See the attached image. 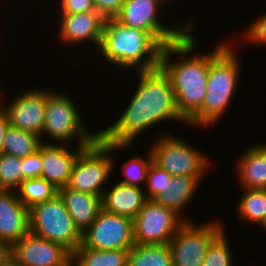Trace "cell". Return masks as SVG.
I'll list each match as a JSON object with an SVG mask.
<instances>
[{
	"mask_svg": "<svg viewBox=\"0 0 266 266\" xmlns=\"http://www.w3.org/2000/svg\"><path fill=\"white\" fill-rule=\"evenodd\" d=\"M56 144L54 141L41 144V178L52 183L58 190L68 185L78 154L87 146H76L71 151Z\"/></svg>",
	"mask_w": 266,
	"mask_h": 266,
	"instance_id": "16",
	"label": "cell"
},
{
	"mask_svg": "<svg viewBox=\"0 0 266 266\" xmlns=\"http://www.w3.org/2000/svg\"><path fill=\"white\" fill-rule=\"evenodd\" d=\"M167 45L155 32H145L106 18L99 51L107 62L136 71L160 67L161 53Z\"/></svg>",
	"mask_w": 266,
	"mask_h": 266,
	"instance_id": "3",
	"label": "cell"
},
{
	"mask_svg": "<svg viewBox=\"0 0 266 266\" xmlns=\"http://www.w3.org/2000/svg\"><path fill=\"white\" fill-rule=\"evenodd\" d=\"M127 266H173L169 244H135L129 251Z\"/></svg>",
	"mask_w": 266,
	"mask_h": 266,
	"instance_id": "23",
	"label": "cell"
},
{
	"mask_svg": "<svg viewBox=\"0 0 266 266\" xmlns=\"http://www.w3.org/2000/svg\"><path fill=\"white\" fill-rule=\"evenodd\" d=\"M131 146L132 144L104 142L98 137L78 154L67 187L102 198L106 189L104 184L108 183L115 165L108 153L115 149L124 151Z\"/></svg>",
	"mask_w": 266,
	"mask_h": 266,
	"instance_id": "5",
	"label": "cell"
},
{
	"mask_svg": "<svg viewBox=\"0 0 266 266\" xmlns=\"http://www.w3.org/2000/svg\"><path fill=\"white\" fill-rule=\"evenodd\" d=\"M172 177L166 170L152 162L145 182L146 198L155 200L161 193H164L165 186L172 180Z\"/></svg>",
	"mask_w": 266,
	"mask_h": 266,
	"instance_id": "30",
	"label": "cell"
},
{
	"mask_svg": "<svg viewBox=\"0 0 266 266\" xmlns=\"http://www.w3.org/2000/svg\"><path fill=\"white\" fill-rule=\"evenodd\" d=\"M14 266H71V252L63 245L28 232L12 245Z\"/></svg>",
	"mask_w": 266,
	"mask_h": 266,
	"instance_id": "13",
	"label": "cell"
},
{
	"mask_svg": "<svg viewBox=\"0 0 266 266\" xmlns=\"http://www.w3.org/2000/svg\"><path fill=\"white\" fill-rule=\"evenodd\" d=\"M129 162H124L123 173L124 179L119 181L123 184L142 188L140 185L145 184L147 173L151 163L153 162V156L151 150H148L146 158L140 157L134 153Z\"/></svg>",
	"mask_w": 266,
	"mask_h": 266,
	"instance_id": "28",
	"label": "cell"
},
{
	"mask_svg": "<svg viewBox=\"0 0 266 266\" xmlns=\"http://www.w3.org/2000/svg\"><path fill=\"white\" fill-rule=\"evenodd\" d=\"M41 144L39 136L10 125L3 140L2 153L23 158L35 153Z\"/></svg>",
	"mask_w": 266,
	"mask_h": 266,
	"instance_id": "25",
	"label": "cell"
},
{
	"mask_svg": "<svg viewBox=\"0 0 266 266\" xmlns=\"http://www.w3.org/2000/svg\"><path fill=\"white\" fill-rule=\"evenodd\" d=\"M46 102V90L30 88L22 94L19 93L17 97L15 96L6 107L0 101V107L8 116L11 126L40 137L44 126Z\"/></svg>",
	"mask_w": 266,
	"mask_h": 266,
	"instance_id": "14",
	"label": "cell"
},
{
	"mask_svg": "<svg viewBox=\"0 0 266 266\" xmlns=\"http://www.w3.org/2000/svg\"><path fill=\"white\" fill-rule=\"evenodd\" d=\"M138 73V88L125 111L114 124L98 131L104 142L133 145L139 134L157 123L183 121L187 124L178 112L175 92L163 69Z\"/></svg>",
	"mask_w": 266,
	"mask_h": 266,
	"instance_id": "1",
	"label": "cell"
},
{
	"mask_svg": "<svg viewBox=\"0 0 266 266\" xmlns=\"http://www.w3.org/2000/svg\"><path fill=\"white\" fill-rule=\"evenodd\" d=\"M130 250H97L80 244L71 253V266H127Z\"/></svg>",
	"mask_w": 266,
	"mask_h": 266,
	"instance_id": "22",
	"label": "cell"
},
{
	"mask_svg": "<svg viewBox=\"0 0 266 266\" xmlns=\"http://www.w3.org/2000/svg\"><path fill=\"white\" fill-rule=\"evenodd\" d=\"M161 0H126L115 18L124 25L155 32L166 44L174 43L183 38L190 30L195 29V21L191 18L183 25L166 26L160 23L158 11Z\"/></svg>",
	"mask_w": 266,
	"mask_h": 266,
	"instance_id": "10",
	"label": "cell"
},
{
	"mask_svg": "<svg viewBox=\"0 0 266 266\" xmlns=\"http://www.w3.org/2000/svg\"><path fill=\"white\" fill-rule=\"evenodd\" d=\"M153 162L171 176L188 175L204 178L211 163L208 156L195 146L170 134H162L150 147Z\"/></svg>",
	"mask_w": 266,
	"mask_h": 266,
	"instance_id": "8",
	"label": "cell"
},
{
	"mask_svg": "<svg viewBox=\"0 0 266 266\" xmlns=\"http://www.w3.org/2000/svg\"><path fill=\"white\" fill-rule=\"evenodd\" d=\"M192 32L190 30L180 40L165 45L160 61V67L168 75L175 92L178 112L186 121L202 106L210 65V53L189 55L197 45ZM174 54L180 60L170 62Z\"/></svg>",
	"mask_w": 266,
	"mask_h": 266,
	"instance_id": "2",
	"label": "cell"
},
{
	"mask_svg": "<svg viewBox=\"0 0 266 266\" xmlns=\"http://www.w3.org/2000/svg\"><path fill=\"white\" fill-rule=\"evenodd\" d=\"M82 121L81 114L71 97L63 92L51 93L49 90L40 139L45 143L42 139L45 135L62 144L76 138L77 146H89L99 137V132H89Z\"/></svg>",
	"mask_w": 266,
	"mask_h": 266,
	"instance_id": "6",
	"label": "cell"
},
{
	"mask_svg": "<svg viewBox=\"0 0 266 266\" xmlns=\"http://www.w3.org/2000/svg\"><path fill=\"white\" fill-rule=\"evenodd\" d=\"M263 229L265 228L266 229V218L264 220V222L260 225Z\"/></svg>",
	"mask_w": 266,
	"mask_h": 266,
	"instance_id": "37",
	"label": "cell"
},
{
	"mask_svg": "<svg viewBox=\"0 0 266 266\" xmlns=\"http://www.w3.org/2000/svg\"><path fill=\"white\" fill-rule=\"evenodd\" d=\"M15 191L28 210L37 204L53 199L58 194L57 188L41 177L25 179Z\"/></svg>",
	"mask_w": 266,
	"mask_h": 266,
	"instance_id": "26",
	"label": "cell"
},
{
	"mask_svg": "<svg viewBox=\"0 0 266 266\" xmlns=\"http://www.w3.org/2000/svg\"><path fill=\"white\" fill-rule=\"evenodd\" d=\"M147 200L143 188L117 182L105 189L102 208L110 213L134 219Z\"/></svg>",
	"mask_w": 266,
	"mask_h": 266,
	"instance_id": "18",
	"label": "cell"
},
{
	"mask_svg": "<svg viewBox=\"0 0 266 266\" xmlns=\"http://www.w3.org/2000/svg\"><path fill=\"white\" fill-rule=\"evenodd\" d=\"M223 230L209 245L201 266H233L232 256Z\"/></svg>",
	"mask_w": 266,
	"mask_h": 266,
	"instance_id": "29",
	"label": "cell"
},
{
	"mask_svg": "<svg viewBox=\"0 0 266 266\" xmlns=\"http://www.w3.org/2000/svg\"><path fill=\"white\" fill-rule=\"evenodd\" d=\"M61 14L97 11L93 0H61Z\"/></svg>",
	"mask_w": 266,
	"mask_h": 266,
	"instance_id": "33",
	"label": "cell"
},
{
	"mask_svg": "<svg viewBox=\"0 0 266 266\" xmlns=\"http://www.w3.org/2000/svg\"><path fill=\"white\" fill-rule=\"evenodd\" d=\"M162 1V3L164 2V3H166L167 2V0H161ZM168 2H169V0H168Z\"/></svg>",
	"mask_w": 266,
	"mask_h": 266,
	"instance_id": "38",
	"label": "cell"
},
{
	"mask_svg": "<svg viewBox=\"0 0 266 266\" xmlns=\"http://www.w3.org/2000/svg\"><path fill=\"white\" fill-rule=\"evenodd\" d=\"M25 180L22 158L0 154V190H16Z\"/></svg>",
	"mask_w": 266,
	"mask_h": 266,
	"instance_id": "27",
	"label": "cell"
},
{
	"mask_svg": "<svg viewBox=\"0 0 266 266\" xmlns=\"http://www.w3.org/2000/svg\"><path fill=\"white\" fill-rule=\"evenodd\" d=\"M10 122L6 113L0 107V154L2 153L3 140Z\"/></svg>",
	"mask_w": 266,
	"mask_h": 266,
	"instance_id": "36",
	"label": "cell"
},
{
	"mask_svg": "<svg viewBox=\"0 0 266 266\" xmlns=\"http://www.w3.org/2000/svg\"><path fill=\"white\" fill-rule=\"evenodd\" d=\"M12 264V246L0 238V266Z\"/></svg>",
	"mask_w": 266,
	"mask_h": 266,
	"instance_id": "35",
	"label": "cell"
},
{
	"mask_svg": "<svg viewBox=\"0 0 266 266\" xmlns=\"http://www.w3.org/2000/svg\"><path fill=\"white\" fill-rule=\"evenodd\" d=\"M126 0H93L97 12L105 18L115 17Z\"/></svg>",
	"mask_w": 266,
	"mask_h": 266,
	"instance_id": "34",
	"label": "cell"
},
{
	"mask_svg": "<svg viewBox=\"0 0 266 266\" xmlns=\"http://www.w3.org/2000/svg\"><path fill=\"white\" fill-rule=\"evenodd\" d=\"M29 232V210L15 190H0V238L11 246Z\"/></svg>",
	"mask_w": 266,
	"mask_h": 266,
	"instance_id": "17",
	"label": "cell"
},
{
	"mask_svg": "<svg viewBox=\"0 0 266 266\" xmlns=\"http://www.w3.org/2000/svg\"><path fill=\"white\" fill-rule=\"evenodd\" d=\"M58 195L63 200L76 227L83 234L92 225L102 209V198L72 190L67 186L58 189Z\"/></svg>",
	"mask_w": 266,
	"mask_h": 266,
	"instance_id": "19",
	"label": "cell"
},
{
	"mask_svg": "<svg viewBox=\"0 0 266 266\" xmlns=\"http://www.w3.org/2000/svg\"><path fill=\"white\" fill-rule=\"evenodd\" d=\"M201 179L188 175L173 176L167 183L164 193H161L155 200L165 208L172 209L181 215V211L192 200Z\"/></svg>",
	"mask_w": 266,
	"mask_h": 266,
	"instance_id": "21",
	"label": "cell"
},
{
	"mask_svg": "<svg viewBox=\"0 0 266 266\" xmlns=\"http://www.w3.org/2000/svg\"><path fill=\"white\" fill-rule=\"evenodd\" d=\"M180 217L175 211L165 208L156 200L147 199L133 219L135 244H169L179 228L186 221H192Z\"/></svg>",
	"mask_w": 266,
	"mask_h": 266,
	"instance_id": "9",
	"label": "cell"
},
{
	"mask_svg": "<svg viewBox=\"0 0 266 266\" xmlns=\"http://www.w3.org/2000/svg\"><path fill=\"white\" fill-rule=\"evenodd\" d=\"M237 203L239 219L261 225L266 218V189L244 188Z\"/></svg>",
	"mask_w": 266,
	"mask_h": 266,
	"instance_id": "24",
	"label": "cell"
},
{
	"mask_svg": "<svg viewBox=\"0 0 266 266\" xmlns=\"http://www.w3.org/2000/svg\"><path fill=\"white\" fill-rule=\"evenodd\" d=\"M58 30L62 42L79 44L90 42L99 48L106 18L97 11L61 14Z\"/></svg>",
	"mask_w": 266,
	"mask_h": 266,
	"instance_id": "15",
	"label": "cell"
},
{
	"mask_svg": "<svg viewBox=\"0 0 266 266\" xmlns=\"http://www.w3.org/2000/svg\"><path fill=\"white\" fill-rule=\"evenodd\" d=\"M23 177L25 179L39 178L42 173L41 145L38 150L22 158Z\"/></svg>",
	"mask_w": 266,
	"mask_h": 266,
	"instance_id": "32",
	"label": "cell"
},
{
	"mask_svg": "<svg viewBox=\"0 0 266 266\" xmlns=\"http://www.w3.org/2000/svg\"><path fill=\"white\" fill-rule=\"evenodd\" d=\"M237 178L241 187L266 189V144L248 147L237 161Z\"/></svg>",
	"mask_w": 266,
	"mask_h": 266,
	"instance_id": "20",
	"label": "cell"
},
{
	"mask_svg": "<svg viewBox=\"0 0 266 266\" xmlns=\"http://www.w3.org/2000/svg\"><path fill=\"white\" fill-rule=\"evenodd\" d=\"M233 45L220 43L210 52L207 92L202 106L187 120V125L207 128L218 123L237 90L240 61Z\"/></svg>",
	"mask_w": 266,
	"mask_h": 266,
	"instance_id": "4",
	"label": "cell"
},
{
	"mask_svg": "<svg viewBox=\"0 0 266 266\" xmlns=\"http://www.w3.org/2000/svg\"><path fill=\"white\" fill-rule=\"evenodd\" d=\"M186 221L171 239L173 266H201L211 242L224 230L220 221L203 225Z\"/></svg>",
	"mask_w": 266,
	"mask_h": 266,
	"instance_id": "11",
	"label": "cell"
},
{
	"mask_svg": "<svg viewBox=\"0 0 266 266\" xmlns=\"http://www.w3.org/2000/svg\"><path fill=\"white\" fill-rule=\"evenodd\" d=\"M81 244L97 250H130L135 245L133 219L102 208L92 225L82 234Z\"/></svg>",
	"mask_w": 266,
	"mask_h": 266,
	"instance_id": "12",
	"label": "cell"
},
{
	"mask_svg": "<svg viewBox=\"0 0 266 266\" xmlns=\"http://www.w3.org/2000/svg\"><path fill=\"white\" fill-rule=\"evenodd\" d=\"M29 232L57 242L71 253L82 243V233L58 194L29 209Z\"/></svg>",
	"mask_w": 266,
	"mask_h": 266,
	"instance_id": "7",
	"label": "cell"
},
{
	"mask_svg": "<svg viewBox=\"0 0 266 266\" xmlns=\"http://www.w3.org/2000/svg\"><path fill=\"white\" fill-rule=\"evenodd\" d=\"M243 34H245L243 36L246 38V42L266 44V13L256 18L254 22L252 21Z\"/></svg>",
	"mask_w": 266,
	"mask_h": 266,
	"instance_id": "31",
	"label": "cell"
}]
</instances>
